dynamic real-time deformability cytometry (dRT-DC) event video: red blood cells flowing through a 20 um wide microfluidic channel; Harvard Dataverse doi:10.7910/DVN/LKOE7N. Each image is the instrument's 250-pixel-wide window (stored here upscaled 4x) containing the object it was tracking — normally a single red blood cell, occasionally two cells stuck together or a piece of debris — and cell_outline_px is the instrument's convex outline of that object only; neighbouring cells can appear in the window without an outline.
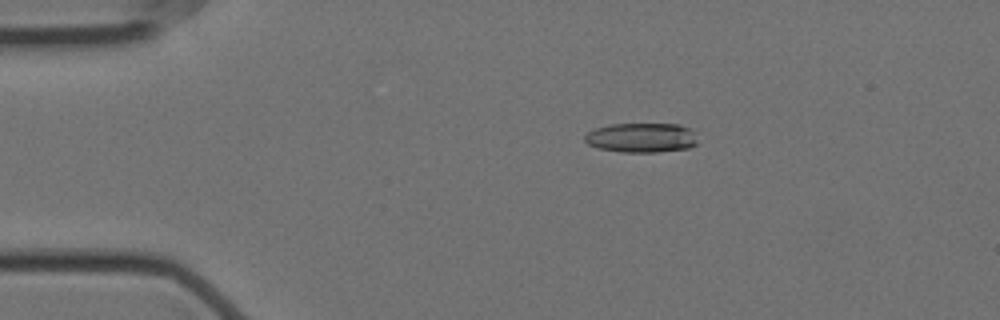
{"species": "Egyptian fruit bat (a non-hibernating species)", "species_latin": "Rousettus aegyptiacus", "temperature_condition": "cold", "stored_images_in_passage": 58, "camera_frame_rate_fps": 3000, "um_per_image_px": 0.085, "animal": {"sex": "female"}, "frame": {"image": 1, "passage_image": 11, "time_ms": 3.333, "image_size_px": [1000, 320], "cell_outline_px": [[696, 144], [688, 148], [656, 152], [620, 152], [596, 148], [588, 144], [584, 140], [584, 136], [588, 132], [596, 128], [608, 124], [680, 124], [688, 128], [692, 132], [696, 140]], "centroid_in_image_um": [54.47, 11.7], "position_along_channel_um": 30.5, "area_um2": 19.42}}
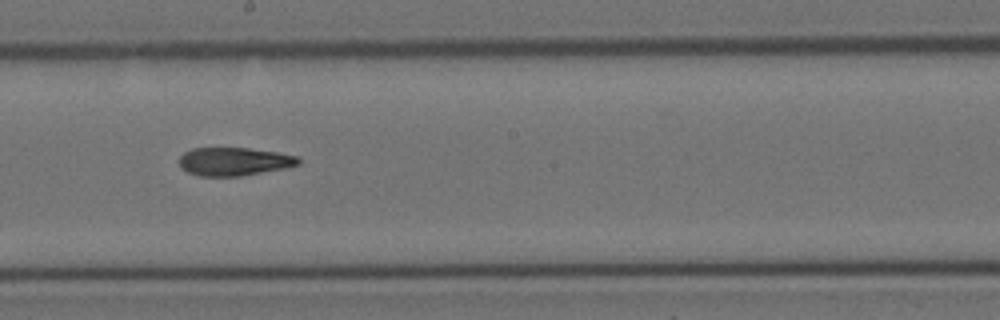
{"frame": {"image": 2, "passage_image": 32, "time_ms": 10.333, "image_size_px": [1000, 320], "cell_outline_px": [[300, 164], [288, 168], [240, 176], [200, 176], [188, 172], [180, 168], [180, 156], [184, 152], [192, 148], [248, 148], [276, 152], [300, 156]], "centroid_in_image_um": [19.93, 13.73], "position_along_channel_um": 228.3, "area_um2": 19.77}}
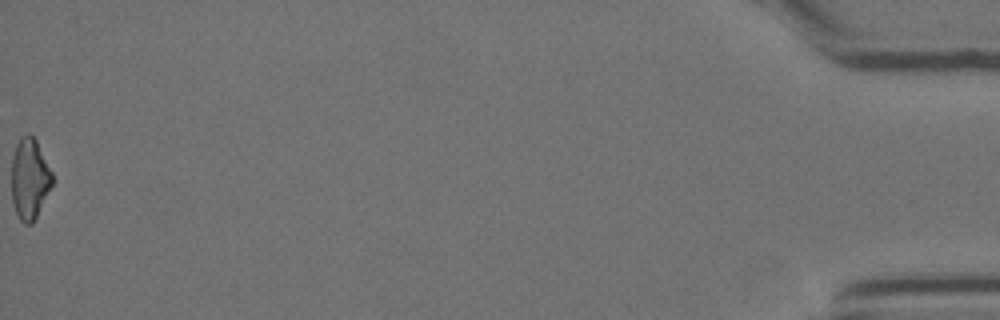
{"frame": {"image": 3, "passage_image": 58, "time_ms": 19.0, "image_size_px": [1000, 320], "cell_outline_px": [[56, 180], [32, 224], [24, 224], [20, 220], [16, 212], [12, 200], [12, 156], [16, 144], [20, 136], [28, 132], [36, 140]], "centroid_in_image_um": [2.54, 15.19], "position_along_channel_um": 432.7, "area_um2": 19.48}, "authors_computed_cell_mechanics": {"area_um2": 20.1144, "velocity_mm_per_s": 3.5375, "shape_relaxation_time_tau1_ms": null, "shape_relaxation_time_tau2_ms": 4.4607, "deformation_change_tau1": null, "deformation_change_tau2": 0.1388}}